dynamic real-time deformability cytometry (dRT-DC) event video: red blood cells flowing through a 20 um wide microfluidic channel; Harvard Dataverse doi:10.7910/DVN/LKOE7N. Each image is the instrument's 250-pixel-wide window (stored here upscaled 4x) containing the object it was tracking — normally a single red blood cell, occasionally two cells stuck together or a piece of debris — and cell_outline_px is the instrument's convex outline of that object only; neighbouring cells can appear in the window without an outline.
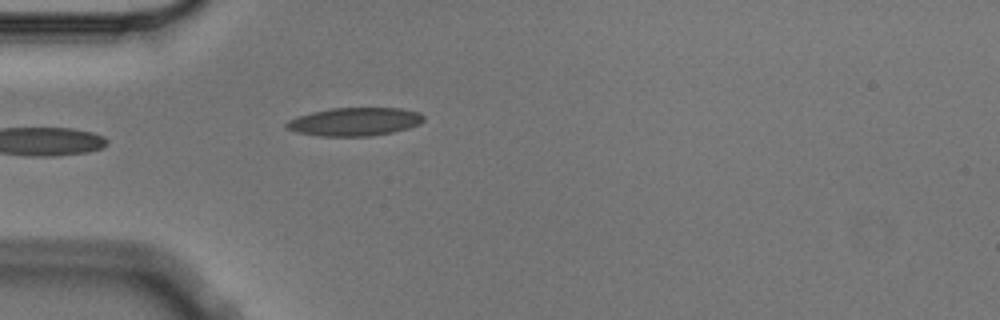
{"species": "Egyptian fruit bat (a non-hibernating species)", "species_latin": "Rousettus aegyptiacus", "temperature_condition": "cold", "stored_images_in_passage": 4, "camera_frame_rate_fps": 3000, "um_per_image_px": 0.085, "animal": {"sex": "male"}, "frame": {"image": 1, "passage_image": 4, "time_ms": 1.0, "image_size_px": [1000, 320], "cell_outline_px": [[424, 120], [420, 124], [408, 128], [392, 132], [368, 136], [320, 136], [296, 132], [284, 128], [284, 124], [288, 120], [296, 116], [312, 112], [332, 108], [400, 108], [420, 112], [424, 116]], "centroid_in_image_um": [30.12, 10.34], "position_along_channel_um": 54.9, "area_um2": 22.72}}